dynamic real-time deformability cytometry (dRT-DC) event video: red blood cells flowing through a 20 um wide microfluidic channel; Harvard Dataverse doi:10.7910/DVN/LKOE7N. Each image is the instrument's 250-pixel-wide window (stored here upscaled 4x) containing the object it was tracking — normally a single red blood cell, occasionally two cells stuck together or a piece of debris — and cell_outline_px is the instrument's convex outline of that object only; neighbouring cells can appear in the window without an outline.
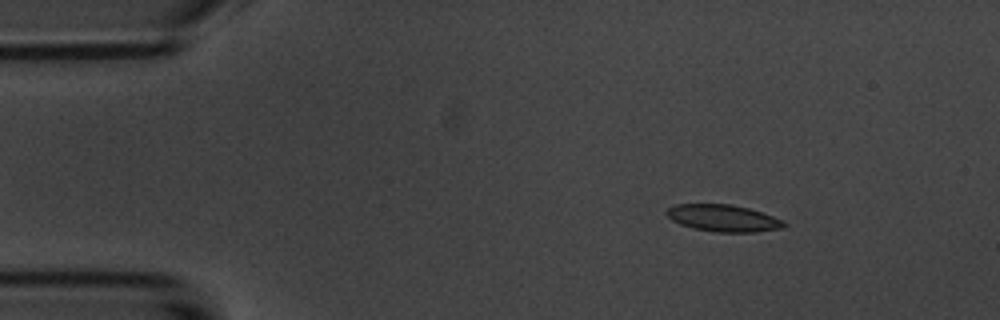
{"species": "common noctule bat (a hibernating species)", "species_latin": "Nyctalus noctula", "temperature_condition": "room temperature", "stored_images_in_passage": 6, "camera_frame_rate_fps": 3000, "um_per_image_px": 0.085, "animal": {"sex": "male", "body_mass_g": 20.1, "forearm_length_mm": 53.5}, "frame": {"image": 1, "passage_image": 3, "time_ms": 2.333, "image_size_px": [1000, 320], "cell_outline_px": [[788, 224], [784, 228], [756, 232], [716, 232], [692, 228], [680, 224], [672, 220], [664, 212], [668, 208], [676, 204], [732, 204], [748, 208], [784, 220]], "centroid_in_image_um": [61.49, 18.54], "position_along_channel_um": 23.5, "area_um2": 18.5}}
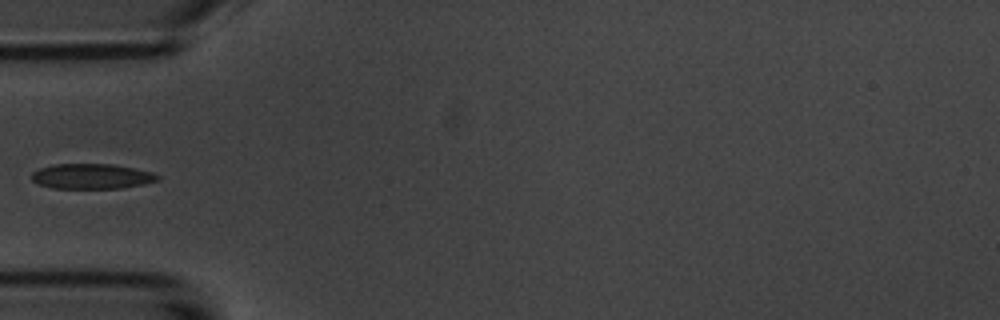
{"frame": {"image": 2, "passage_image": 6, "time_ms": 5.667, "image_size_px": [1000, 320], "cell_outline_px": [[160, 180], [120, 188], [52, 188], [40, 184], [32, 180], [32, 172], [40, 168], [56, 164], [112, 164], [152, 172], [160, 176]], "centroid_in_image_um": [7.79, 14.98], "position_along_channel_um": 77.2, "area_um2": 18.21}}